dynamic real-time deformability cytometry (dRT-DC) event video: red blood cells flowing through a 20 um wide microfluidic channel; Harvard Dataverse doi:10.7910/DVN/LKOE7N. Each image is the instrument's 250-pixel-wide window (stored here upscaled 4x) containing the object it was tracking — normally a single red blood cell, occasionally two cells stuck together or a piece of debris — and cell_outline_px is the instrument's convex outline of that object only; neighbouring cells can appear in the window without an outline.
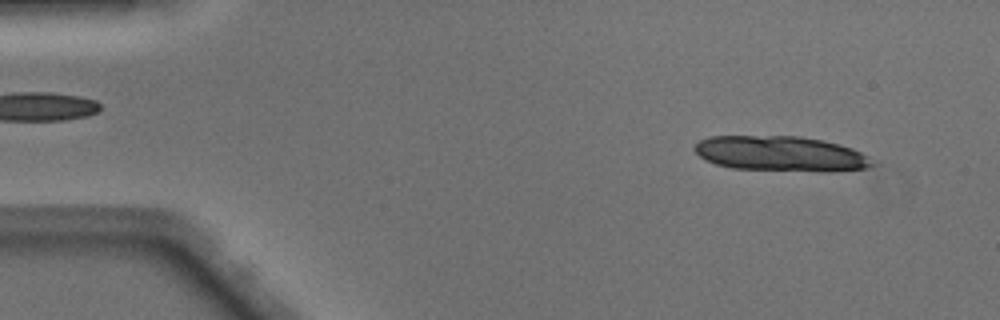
{"species": "Egyptian fruit bat (a non-hibernating species)", "species_latin": "Rousettus aegyptiacus", "temperature_condition": "warm", "stored_images_in_passage": 12, "camera_frame_rate_fps": 3000, "um_per_image_px": 0.085, "animal": {"sex": "male"}, "frame": {"image": 1, "passage_image": 3, "time_ms": 0.667, "image_size_px": [1000, 320], "cell_outline_px": [[876, 164], [868, 168], [828, 172], [820, 172], [732, 168], [716, 164], [704, 160], [692, 148], [700, 140], [708, 136], [800, 136], [824, 140], [840, 144], [852, 148], [868, 156]], "centroid_in_image_um": [66.38, 13.07], "position_along_channel_um": 18.6, "area_um2": 36.82}}